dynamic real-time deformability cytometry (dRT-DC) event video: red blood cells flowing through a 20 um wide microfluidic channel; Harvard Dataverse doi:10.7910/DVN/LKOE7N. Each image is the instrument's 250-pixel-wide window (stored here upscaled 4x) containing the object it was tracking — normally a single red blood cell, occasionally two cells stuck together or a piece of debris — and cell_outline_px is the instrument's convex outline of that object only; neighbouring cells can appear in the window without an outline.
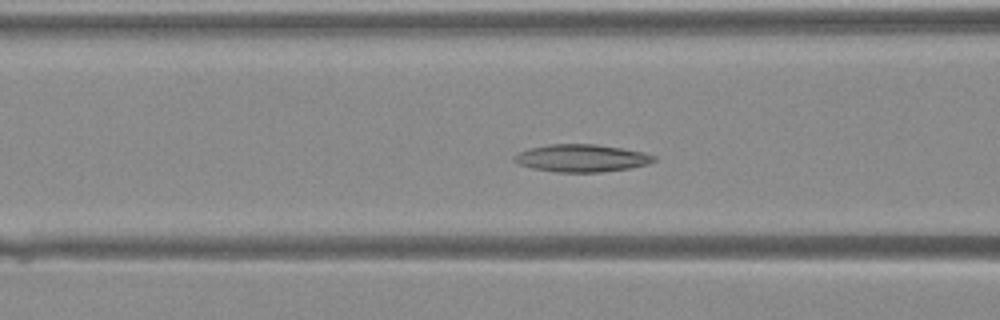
{"species": "Egyptian fruit bat (a non-hibernating species)", "species_latin": "Rousettus aegyptiacus", "temperature_condition": "warm", "stored_images_in_passage": 28, "camera_frame_rate_fps": 3000, "um_per_image_px": 0.085, "animal": {"sex": "female"}, "frame": {"image": 1, "passage_image": 7, "time_ms": 2.0, "image_size_px": [1000, 320], "cell_outline_px": [[656, 160], [648, 164], [628, 168], [600, 172], [556, 172], [532, 168], [520, 164], [512, 160], [520, 152], [528, 148], [548, 144], [596, 144], [644, 152], [656, 156]], "centroid_in_image_um": [49.44, 13.44], "position_along_channel_um": 117.2, "area_um2": 22.25}}
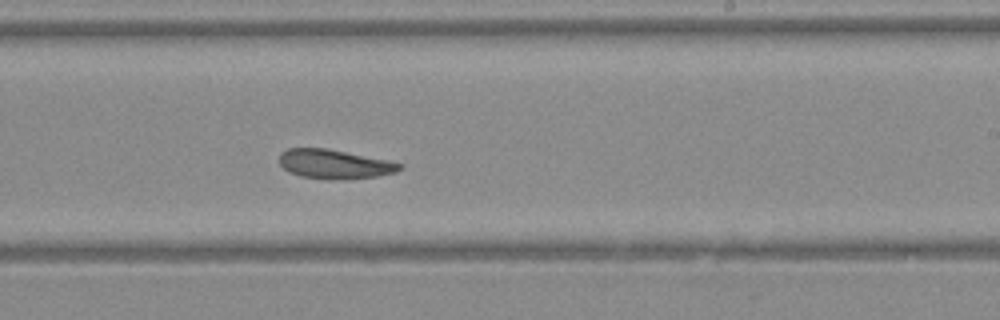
{"frame": {"image": 2, "passage_image": 16, "time_ms": 5.0, "image_size_px": [1000, 320], "cell_outline_px": [[404, 168], [396, 172], [376, 176], [300, 176], [288, 172], [280, 164], [280, 152], [288, 148], [328, 148], [388, 160], [404, 164]], "centroid_in_image_um": [28.43, 13.88], "position_along_channel_um": 260.6, "area_um2": 19.48}}
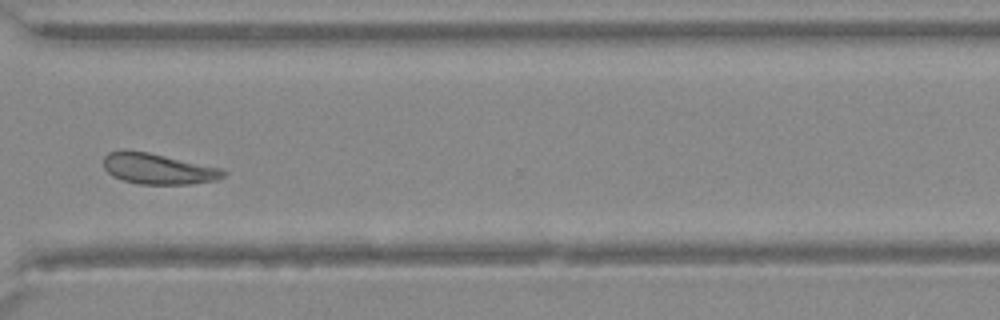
{"frame": {"image": 3, "passage_image": 22, "time_ms": 7.0, "image_size_px": [1000, 320], "cell_outline_px": [[228, 172], [224, 176], [216, 180], [188, 184], [140, 184], [120, 180], [112, 176], [104, 168], [104, 156], [108, 152], [124, 148], [148, 152], [224, 168]], "centroid_in_image_um": [13.42, 14.33], "position_along_channel_um": 357.2, "area_um2": 21.91}}